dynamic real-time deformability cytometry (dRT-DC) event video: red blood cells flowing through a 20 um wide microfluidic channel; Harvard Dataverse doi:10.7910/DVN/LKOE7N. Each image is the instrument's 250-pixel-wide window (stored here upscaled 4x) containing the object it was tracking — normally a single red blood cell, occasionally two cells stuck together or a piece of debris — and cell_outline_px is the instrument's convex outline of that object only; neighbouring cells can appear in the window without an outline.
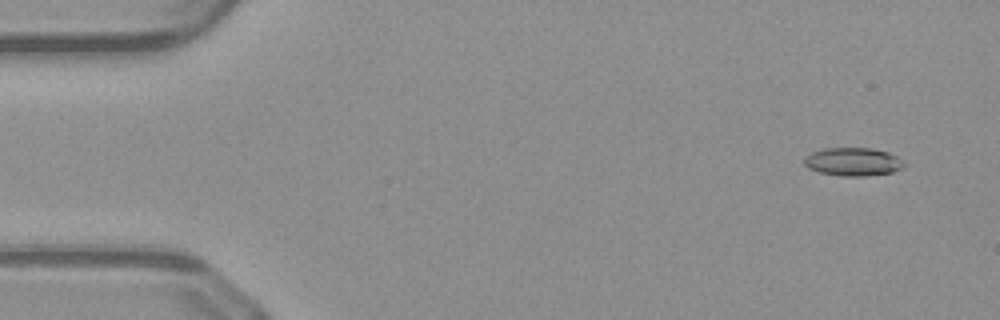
{"species": "common noctule bat (a hibernating species)", "species_latin": "Nyctalus noctula", "temperature_condition": "warm", "stored_images_in_passage": 50, "camera_frame_rate_fps": 3000, "um_per_image_px": 0.085, "animal": {"sex": "male", "body_mass_g": 23.1, "forearm_length_mm": 52.7}, "frame": {"image": 1, "passage_image": 3, "time_ms": 0.667, "image_size_px": [1000, 320], "cell_outline_px": [[908, 164], [904, 168], [892, 172], [864, 176], [840, 176], [820, 172], [808, 168], [804, 164], [804, 156], [812, 152], [824, 148], [872, 148], [888, 152], [904, 160]], "centroid_in_image_um": [72.54, 13.75], "position_along_channel_um": 12.5, "area_um2": 16.65}}
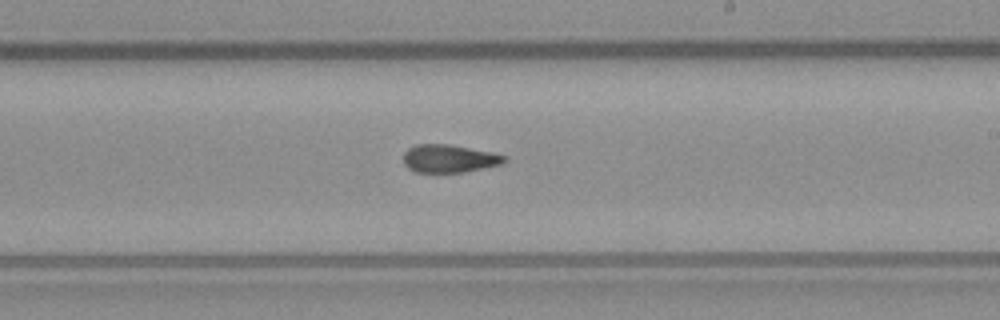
{"frame": {"image": 2, "passage_image": 29, "time_ms": 9.333, "image_size_px": [1000, 320], "cell_outline_px": [[508, 160], [504, 164], [464, 172], [416, 172], [408, 168], [404, 164], [404, 152], [408, 148], [416, 144], [448, 144], [492, 152], [504, 156]], "centroid_in_image_um": [38.19, 13.48], "position_along_channel_um": 250.8, "area_um2": 16.47}}
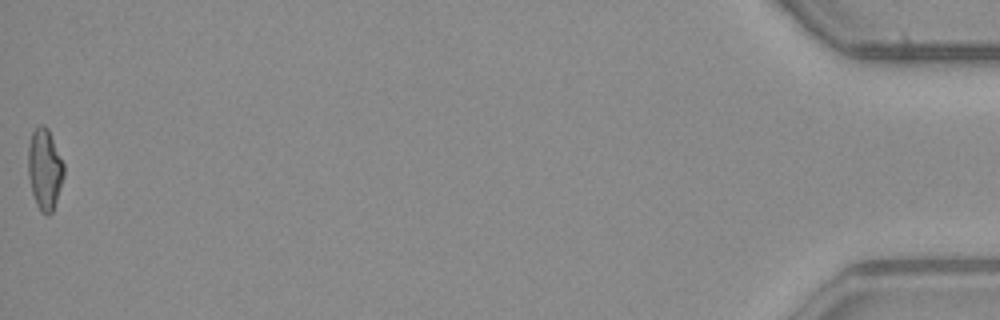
{"frame": {"image": 3, "passage_image": 50, "time_ms": 16.333, "image_size_px": [1000, 320], "cell_outline_px": [[64, 176], [52, 212], [48, 216], [40, 212], [36, 204], [32, 192], [28, 176], [28, 144], [32, 132], [40, 124], [44, 124], [48, 128], [64, 164]], "centroid_in_image_um": [3.79, 14.37], "position_along_channel_um": 431.4, "area_um2": 16.94}, "authors_computed_cell_mechanics": {"area_um2": 16.8198, "velocity_mm_per_s": 4.1292, "shape_relaxation_time_tau1_ms": null, "shape_relaxation_time_tau2_ms": 2.5354, "deformation_change_tau1": null, "deformation_change_tau2": 0.1}}